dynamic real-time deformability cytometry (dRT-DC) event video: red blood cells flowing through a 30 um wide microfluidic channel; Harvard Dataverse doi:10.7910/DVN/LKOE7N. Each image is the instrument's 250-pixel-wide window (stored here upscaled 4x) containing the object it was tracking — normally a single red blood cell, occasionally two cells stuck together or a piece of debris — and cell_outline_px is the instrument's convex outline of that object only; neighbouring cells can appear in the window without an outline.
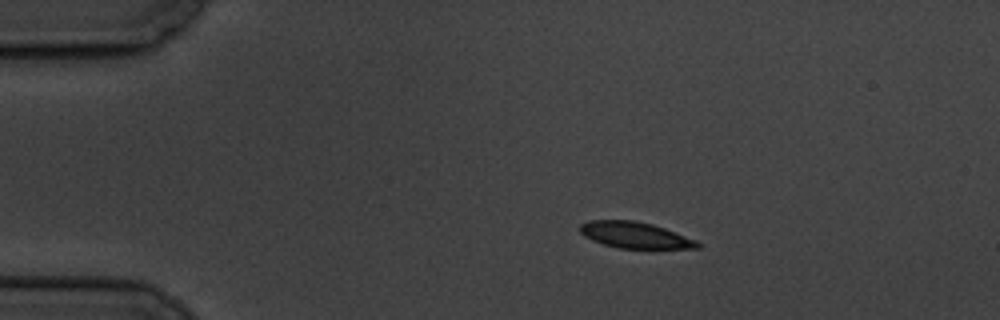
{"species": "common noctule bat (a hibernating species)", "species_latin": "Nyctalus noctula", "temperature_condition": "cold", "stored_images_in_passage": 4, "camera_frame_rate_fps": 3000, "um_per_image_px": 0.085, "animal": {"sex": "male", "body_mass_g": 19.5, "forearm_length_mm": 54.6}, "frame": {"image": 1, "passage_image": 3, "time_ms": 2.333, "image_size_px": [1000, 320], "cell_outline_px": [[704, 244], [700, 248], [616, 248], [592, 240], [584, 236], [580, 232], [580, 224], [588, 220], [632, 220], [652, 224], [664, 228], [696, 240]], "centroid_in_image_um": [53.97, 19.98], "position_along_channel_um": 31.0, "area_um2": 17.92}}